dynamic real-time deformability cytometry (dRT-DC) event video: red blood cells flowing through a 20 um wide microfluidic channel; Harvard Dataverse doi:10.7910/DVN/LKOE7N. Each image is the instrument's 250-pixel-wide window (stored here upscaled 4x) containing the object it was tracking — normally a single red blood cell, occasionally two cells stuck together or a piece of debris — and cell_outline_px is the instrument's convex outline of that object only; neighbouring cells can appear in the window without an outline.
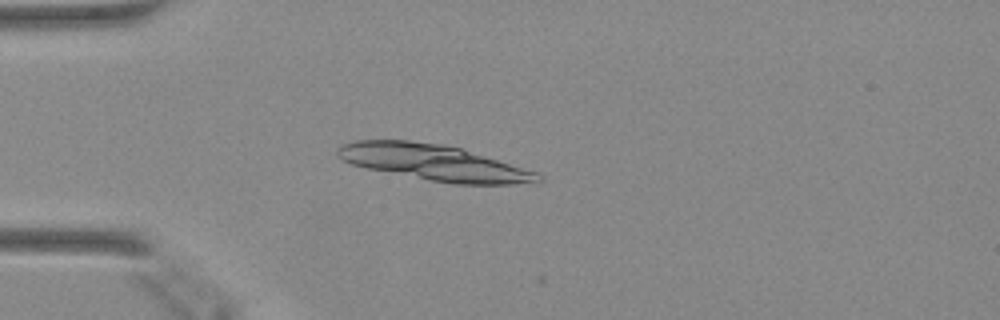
{"species": "Egyptian fruit bat (a non-hibernating species)", "species_latin": "Rousettus aegyptiacus", "temperature_condition": "warm", "stored_images_in_passage": 5, "camera_frame_rate_fps": 3000, "um_per_image_px": 0.085, "animal": {"sex": "female"}, "frame": {"image": 1, "passage_image": 2, "time_ms": 0.333, "image_size_px": [1000, 320], "cell_outline_px": [[544, 180], [512, 184], [456, 184], [432, 180], [368, 168], [352, 164], [336, 156], [336, 148], [344, 144], [356, 140], [408, 140], [444, 144], [460, 148], [536, 172], [544, 176]], "centroid_in_image_um": [36.85, 13.8], "position_along_channel_um": 48.1, "area_um2": 41.15}}